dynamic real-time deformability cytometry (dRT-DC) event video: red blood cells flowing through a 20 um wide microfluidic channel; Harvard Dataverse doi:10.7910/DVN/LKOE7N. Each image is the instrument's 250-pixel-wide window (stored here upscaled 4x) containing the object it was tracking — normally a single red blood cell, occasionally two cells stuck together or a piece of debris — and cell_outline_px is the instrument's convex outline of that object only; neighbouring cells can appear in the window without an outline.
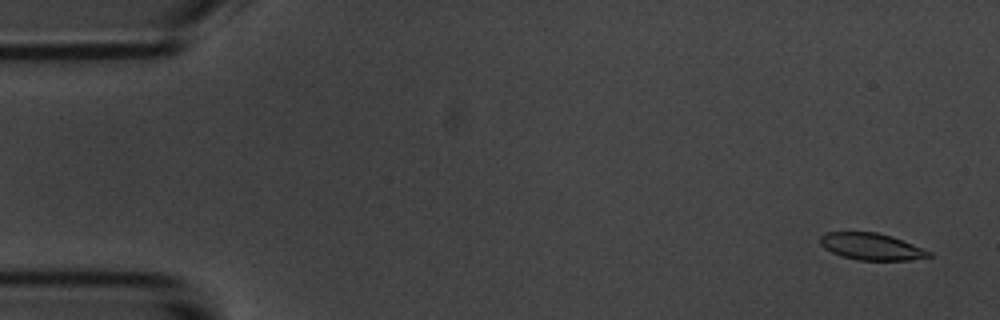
{"species": "common noctule bat (a hibernating species)", "species_latin": "Nyctalus noctula", "temperature_condition": "room temperature", "stored_images_in_passage": 6, "camera_frame_rate_fps": 3000, "um_per_image_px": 0.085, "animal": {"sex": "male", "body_mass_g": 20.1, "forearm_length_mm": 53.5}, "frame": {"image": 1, "passage_image": 1, "time_ms": 0.0, "image_size_px": [1000, 320], "cell_outline_px": [[932, 256], [912, 260], [856, 260], [840, 256], [824, 248], [820, 244], [820, 236], [824, 232], [876, 232], [892, 236], [932, 252]], "centroid_in_image_um": [74.05, 20.96], "position_along_channel_um": 11.0, "area_um2": 17.05}}
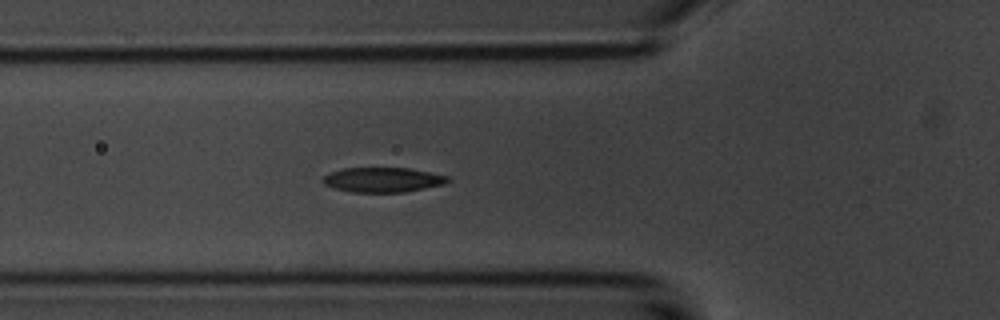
{"frame": {"image": 2, "passage_image": 6, "time_ms": 5.667, "image_size_px": [1000, 320], "cell_outline_px": [[452, 180], [444, 184], [404, 192], [352, 192], [336, 188], [324, 184], [320, 180], [328, 172], [340, 168], [408, 168], [448, 176]], "centroid_in_image_um": [32.5, 15.27], "position_along_channel_um": 93.3, "area_um2": 18.03}}